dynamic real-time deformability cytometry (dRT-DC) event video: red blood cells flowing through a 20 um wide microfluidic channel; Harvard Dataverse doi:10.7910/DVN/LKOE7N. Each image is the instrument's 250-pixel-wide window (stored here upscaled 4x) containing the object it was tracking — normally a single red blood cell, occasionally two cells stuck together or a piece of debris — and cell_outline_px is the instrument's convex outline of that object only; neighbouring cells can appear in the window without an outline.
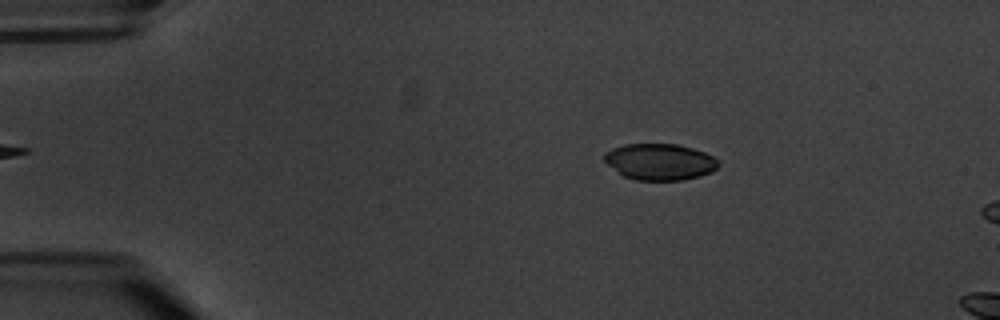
{"species": "common noctule bat (a hibernating species)", "species_latin": "Nyctalus noctula", "temperature_condition": "warm", "stored_images_in_passage": 4, "camera_frame_rate_fps": 3000, "um_per_image_px": 0.085, "animal": {"sex": "male", "body_mass_g": 20.1, "forearm_length_mm": 53.5}, "frame": {"image": 1, "passage_image": 3, "time_ms": 2.333, "image_size_px": [1000, 320], "cell_outline_px": [[720, 164], [712, 172], [700, 176], [680, 180], [636, 180], [624, 176], [608, 164], [604, 160], [604, 152], [612, 148], [624, 144], [676, 144], [692, 148], [704, 152], [720, 160]], "centroid_in_image_um": [56.1, 13.75], "position_along_channel_um": 28.9, "area_um2": 24.16}}